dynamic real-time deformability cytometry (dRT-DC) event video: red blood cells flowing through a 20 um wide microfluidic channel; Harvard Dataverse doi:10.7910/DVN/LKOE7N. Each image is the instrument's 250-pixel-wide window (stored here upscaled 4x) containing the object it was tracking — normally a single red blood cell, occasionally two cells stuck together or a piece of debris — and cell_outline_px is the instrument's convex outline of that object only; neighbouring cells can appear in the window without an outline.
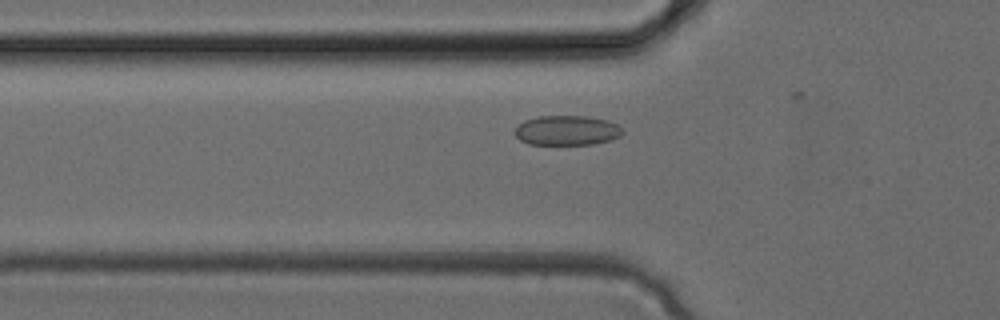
{"species": "common noctule bat (a hibernating species)", "species_latin": "Nyctalus noctula", "temperature_condition": "cold", "stored_images_in_passage": 29, "camera_frame_rate_fps": 3000, "um_per_image_px": 0.085, "animal": {"sex": "female", "body_mass_g": 24.6, "forearm_length_mm": 56.2}, "frame": {"image": 1, "passage_image": 9, "time_ms": 2.667, "image_size_px": [1000, 320], "cell_outline_px": [[624, 132], [620, 136], [612, 140], [592, 144], [528, 144], [520, 140], [512, 132], [524, 120], [540, 116], [588, 116], [608, 120], [616, 124]], "centroid_in_image_um": [48.18, 11.08], "position_along_channel_um": 77.6, "area_um2": 18.73}}
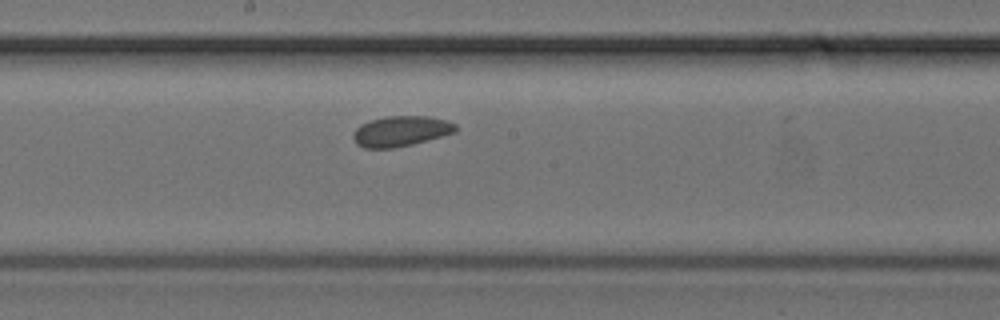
{"frame": {"image": 2, "passage_image": 16, "time_ms": 5.0, "image_size_px": [1000, 320], "cell_outline_px": [[456, 132], [412, 144], [392, 148], [364, 148], [356, 144], [352, 136], [356, 128], [360, 124], [384, 116], [428, 116], [448, 120], [456, 124]], "centroid_in_image_um": [34.06, 11.14], "position_along_channel_um": 214.1, "area_um2": 18.15}}
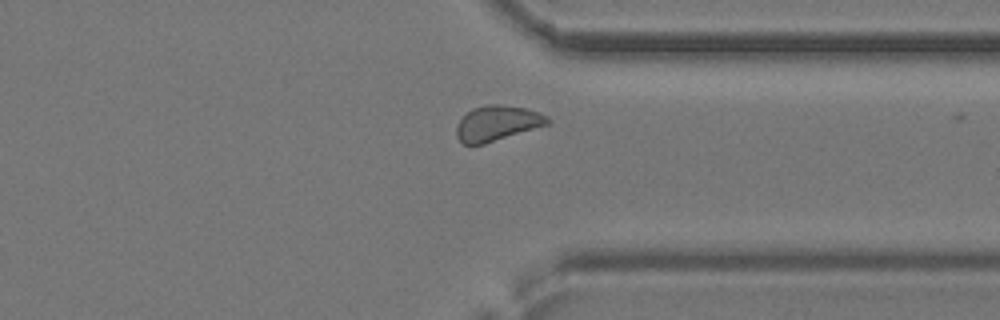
{"frame": {"image": 3, "passage_image": 24, "time_ms": 7.667, "image_size_px": [1000, 320], "cell_outline_px": [[552, 120], [548, 124], [484, 144], [464, 144], [456, 136], [456, 124], [472, 108], [488, 104], [500, 104], [524, 108], [540, 112], [548, 116]], "centroid_in_image_um": [42.27, 10.46], "position_along_channel_um": 369.1, "area_um2": 18.61}}